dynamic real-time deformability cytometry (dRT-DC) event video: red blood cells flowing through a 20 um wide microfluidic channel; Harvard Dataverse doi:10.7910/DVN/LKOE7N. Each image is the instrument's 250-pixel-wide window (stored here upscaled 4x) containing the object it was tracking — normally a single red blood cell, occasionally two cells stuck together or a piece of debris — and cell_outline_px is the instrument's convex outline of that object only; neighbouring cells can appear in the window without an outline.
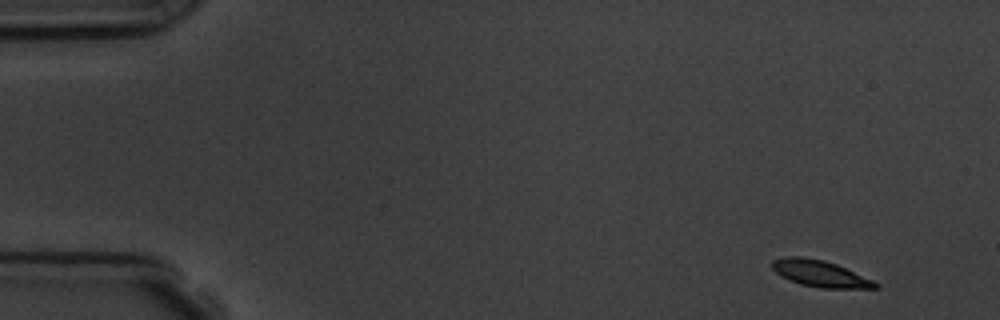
{"species": "common noctule bat (a hibernating species)", "species_latin": "Nyctalus noctula", "temperature_condition": "room temperature", "stored_images_in_passage": 8, "camera_frame_rate_fps": 3000, "um_per_image_px": 0.085, "animal": {"sex": "male", "body_mass_g": 19.5, "forearm_length_mm": 54.6}, "frame": {"image": 1, "passage_image": 1, "time_ms": 0.0, "image_size_px": [1000, 320], "cell_outline_px": [[880, 288], [820, 288], [800, 284], [788, 280], [780, 276], [772, 268], [772, 260], [784, 256], [800, 256], [824, 260], [836, 264], [872, 280], [880, 284]], "centroid_in_image_um": [69.67, 23.25], "position_along_channel_um": 15.3, "area_um2": 15.95}}
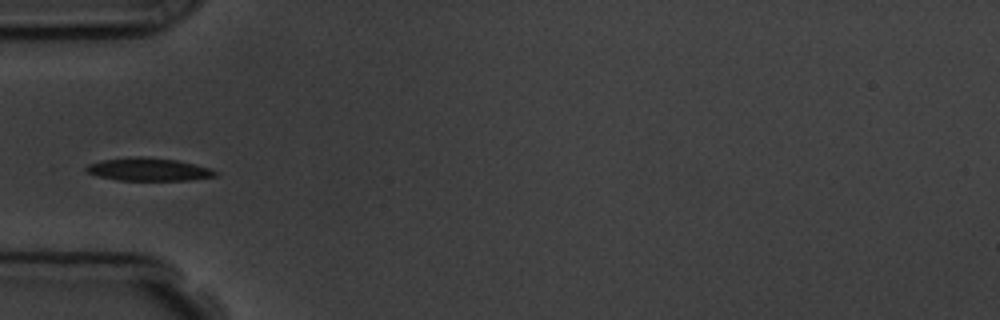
{"frame": {"image": 2, "passage_image": 5, "time_ms": 4.667, "image_size_px": [1000, 320], "cell_outline_px": [[220, 172], [216, 176], [192, 180], [116, 180], [100, 176], [88, 172], [84, 168], [88, 164], [100, 160], [136, 156], [140, 156], [176, 160], [212, 168]], "centroid_in_image_um": [12.66, 14.39], "position_along_channel_um": 72.3, "area_um2": 17.28}}